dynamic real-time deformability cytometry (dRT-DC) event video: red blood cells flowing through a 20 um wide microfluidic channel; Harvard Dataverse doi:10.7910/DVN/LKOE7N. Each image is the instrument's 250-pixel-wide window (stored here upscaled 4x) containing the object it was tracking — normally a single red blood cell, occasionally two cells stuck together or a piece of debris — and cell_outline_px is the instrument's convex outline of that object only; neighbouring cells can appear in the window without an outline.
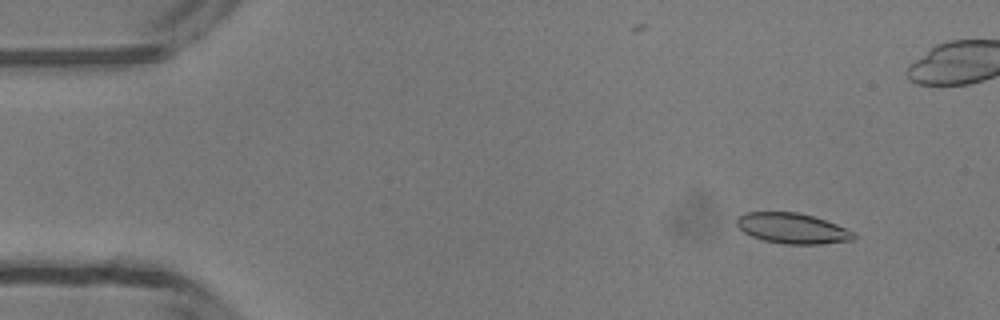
{"species": "common noctule bat (a hibernating species)", "species_latin": "Nyctalus noctula", "temperature_condition": "room temperature", "stored_images_in_passage": 50, "camera_frame_rate_fps": 3000, "um_per_image_px": 0.085, "animal": {"sex": "male", "body_mass_g": 13.3}, "frame": {"image": 1, "passage_image": 5, "time_ms": 1.333, "image_size_px": [1000, 320], "cell_outline_px": [[856, 236], [852, 240], [824, 244], [784, 244], [764, 240], [752, 236], [744, 232], [736, 224], [736, 220], [740, 216], [748, 212], [796, 212], [812, 216], [836, 224], [856, 232]], "centroid_in_image_um": [67.38, 19.42], "position_along_channel_um": 17.6, "area_um2": 20.63}}
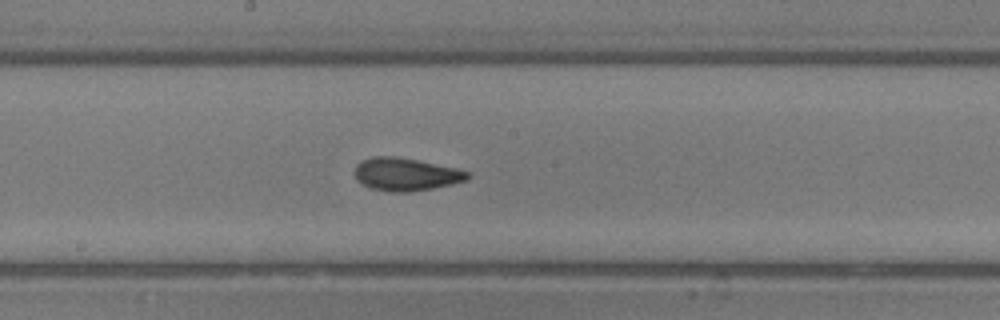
{"frame": {"image": 2, "passage_image": 26, "time_ms": 8.333, "image_size_px": [1000, 320], "cell_outline_px": [[472, 176], [468, 180], [452, 184], [432, 188], [408, 192], [392, 192], [372, 188], [356, 180], [356, 164], [360, 160], [372, 156], [396, 156], [456, 168], [472, 172]], "centroid_in_image_um": [34.53, 14.81], "position_along_channel_um": 213.7, "area_um2": 21.62}}
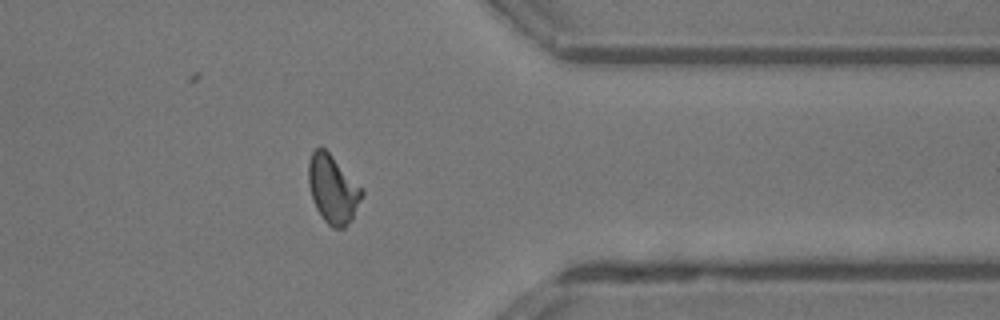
{"frame": {"image": 3, "passage_image": 39, "time_ms": 12.667, "image_size_px": [1000, 320], "cell_outline_px": [[364, 192], [352, 220], [344, 228], [332, 228], [324, 220], [316, 208], [312, 200], [308, 184], [308, 160], [312, 152], [316, 148], [324, 148], [364, 188]], "centroid_in_image_um": [28.29, 16.09], "position_along_channel_um": 383.1, "area_um2": 21.39}, "authors_computed_cell_mechanics": {"area_um2": 20.7502, "velocity_mm_per_s": 4.2198, "shape_relaxation_time_tau1_ms": 5.1498, "shape_relaxation_time_tau2_ms": 2.0499, "deformation_change_tau1": 0.1576, "deformation_change_tau2": 0.0898}}